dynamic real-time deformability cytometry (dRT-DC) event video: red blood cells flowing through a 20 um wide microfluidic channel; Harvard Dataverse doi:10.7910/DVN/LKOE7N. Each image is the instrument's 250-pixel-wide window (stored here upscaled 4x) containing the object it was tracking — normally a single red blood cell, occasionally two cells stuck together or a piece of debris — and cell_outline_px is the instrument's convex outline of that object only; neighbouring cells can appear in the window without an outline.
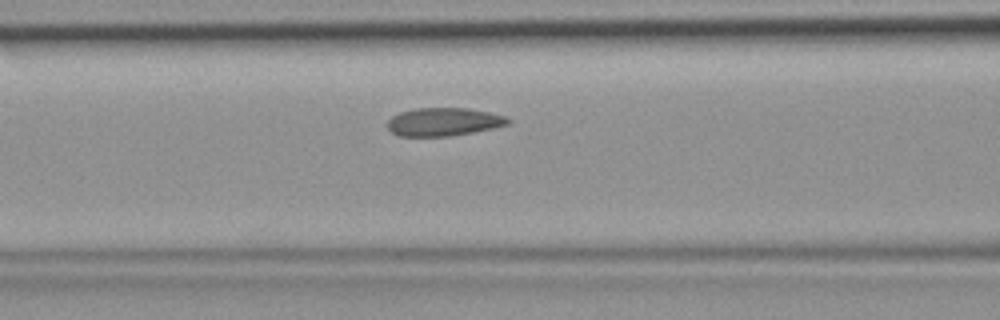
{"species": "common noctule bat (a hibernating species)", "species_latin": "Nyctalus noctula", "temperature_condition": "room temperature", "stored_images_in_passage": 29, "camera_frame_rate_fps": 3000, "um_per_image_px": 0.085, "animal": {"sex": "female", "body_mass_g": 19.9}, "frame": {"image": 1, "passage_image": 7, "time_ms": 2.0, "image_size_px": [1000, 320], "cell_outline_px": [[512, 120], [508, 124], [492, 128], [472, 132], [448, 136], [396, 136], [388, 128], [388, 120], [392, 116], [400, 112], [416, 108], [468, 108], [488, 112], [504, 116]], "centroid_in_image_um": [37.68, 10.35], "position_along_channel_um": 128.9, "area_um2": 19.65}}
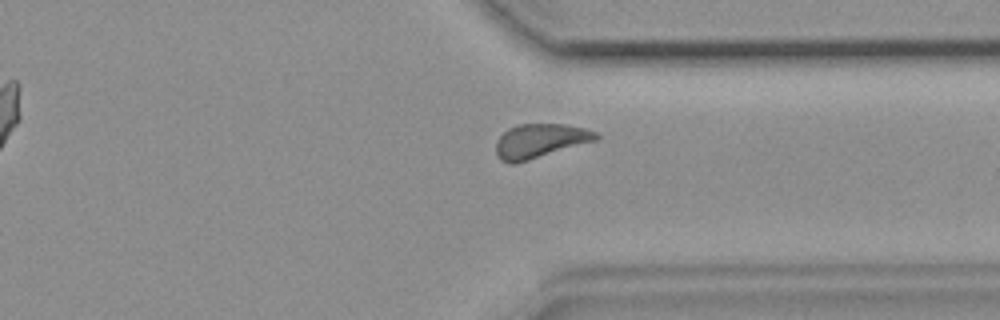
{"frame": {"image": 2, "passage_image": 24, "time_ms": 7.667, "image_size_px": [1000, 320], "cell_outline_px": [[600, 140], [516, 164], [508, 164], [500, 160], [496, 156], [496, 140], [508, 128], [520, 124], [564, 124], [584, 128], [596, 132], [600, 136]], "centroid_in_image_um": [45.92, 12.0], "position_along_channel_um": 365.5, "area_um2": 20.35}}
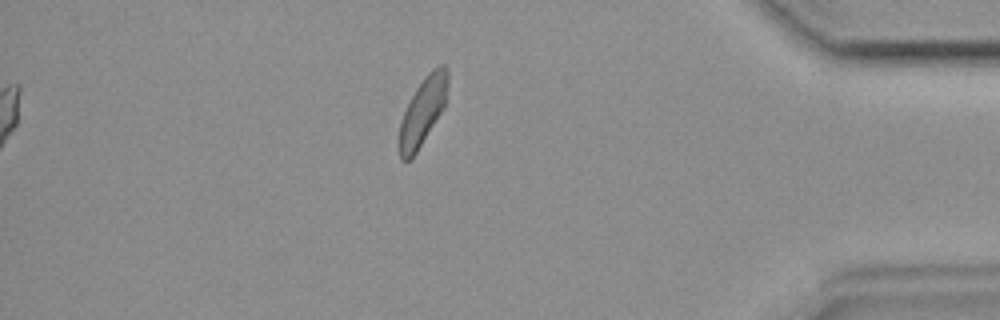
{"frame": {"image": 3, "passage_image": 29, "time_ms": 9.333, "image_size_px": [1000, 320], "cell_outline_px": [[448, 80], [444, 108], [416, 152], [408, 160], [400, 160], [400, 120], [416, 88], [424, 76], [432, 68], [440, 64], [444, 64], [448, 68]], "centroid_in_image_um": [35.96, 9.39], "position_along_channel_um": 399.2, "area_um2": 18.79}}